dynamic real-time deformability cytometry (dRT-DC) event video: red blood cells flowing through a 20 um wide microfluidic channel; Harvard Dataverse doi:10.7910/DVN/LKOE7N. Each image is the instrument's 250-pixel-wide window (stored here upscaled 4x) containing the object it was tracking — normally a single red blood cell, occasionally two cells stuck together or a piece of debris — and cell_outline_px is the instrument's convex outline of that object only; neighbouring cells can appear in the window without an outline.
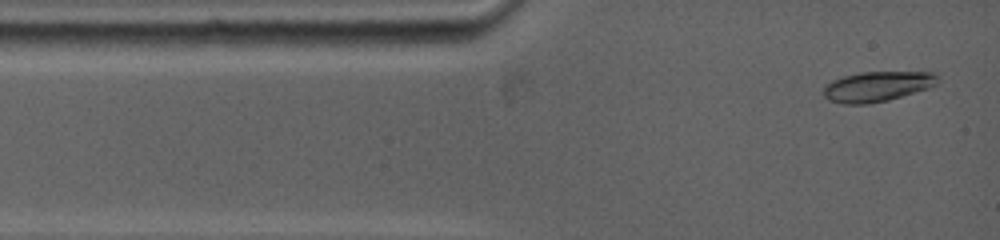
{"species": "common noctule bat (a hibernating species)", "species_latin": "Nyctalus noctula", "temperature_condition": "warm", "stored_images_in_passage": 60, "camera_frame_rate_fps": 5000, "um_per_image_px": 0.085, "animal": {"sex": "female", "body_mass_g": 19.0, "forearm_length_mm": 53.3}, "frame": {"image": 1, "passage_image": 2, "time_ms": 0.2, "image_size_px": [1000, 240], "cell_outline_px": [[940, 76], [936, 84], [928, 88], [888, 100], [868, 104], [844, 104], [828, 100], [824, 96], [824, 84], [832, 80], [844, 76], [860, 72], [936, 72]], "centroid_in_image_um": [74.56, 7.34], "position_along_channel_um": 10.4, "area_um2": 20.11}}
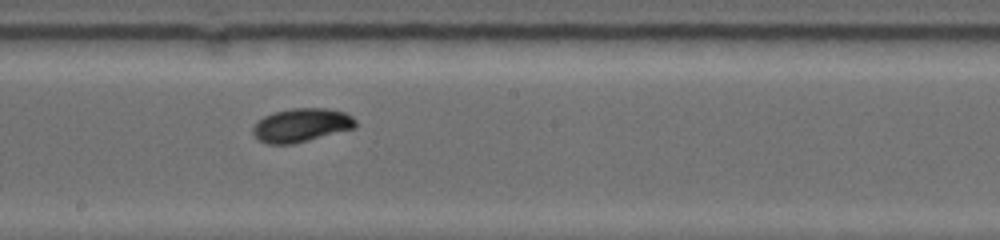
{"frame": {"image": 2, "passage_image": 24, "time_ms": 6.6, "image_size_px": [1000, 240], "cell_outline_px": [[356, 128], [292, 144], [268, 144], [260, 140], [252, 132], [252, 128], [256, 120], [272, 112], [292, 108], [328, 108], [344, 112], [352, 116], [356, 120]], "centroid_in_image_um": [25.61, 10.62], "position_along_channel_um": 222.6, "area_um2": 20.23}}
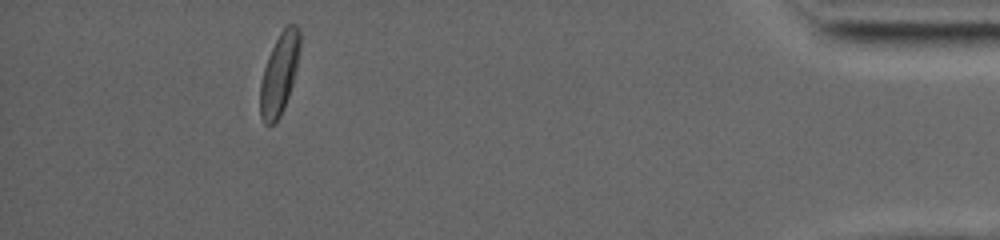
{"frame": {"image": 3, "passage_image": 57, "time_ms": 13.4, "image_size_px": [1000, 240], "cell_outline_px": [[300, 48], [296, 68], [292, 84], [284, 108], [280, 116], [268, 128], [264, 124], [260, 116], [260, 84], [264, 68], [268, 56], [280, 32], [288, 24], [296, 24], [300, 32]], "centroid_in_image_um": [23.73, 6.3], "position_along_channel_um": 411.5, "area_um2": 18.73}, "authors_computed_cell_mechanics": {"area_um2": 19.074, "velocity_mm_per_s": 3.8963, "shape_relaxation_time_tau1_ms": 5.1331, "shape_relaxation_time_tau2_ms": 2.2472, "deformation_change_tau1": 0.2029, "deformation_change_tau2": 0.0279}}